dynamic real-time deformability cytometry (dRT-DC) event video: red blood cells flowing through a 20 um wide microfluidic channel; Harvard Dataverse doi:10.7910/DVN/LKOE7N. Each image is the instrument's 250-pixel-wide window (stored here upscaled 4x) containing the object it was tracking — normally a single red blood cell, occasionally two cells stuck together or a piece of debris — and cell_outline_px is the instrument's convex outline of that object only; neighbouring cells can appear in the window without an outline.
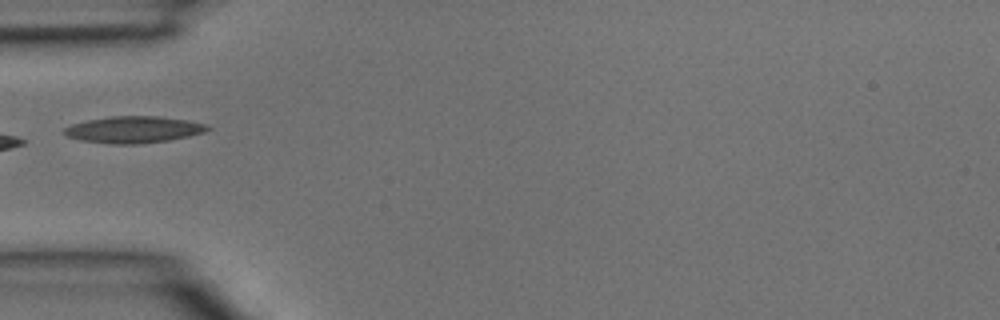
{"species": "common noctule bat (a hibernating species)", "species_latin": "Nyctalus noctula", "temperature_condition": "room temperature", "stored_images_in_passage": 4, "camera_frame_rate_fps": 3000, "um_per_image_px": 0.085, "animal": {"sex": "male", "body_mass_g": 15.6}, "frame": {"image": 1, "passage_image": 4, "time_ms": 1.0, "image_size_px": [1000, 320], "cell_outline_px": [[212, 128], [204, 132], [188, 136], [168, 140], [140, 144], [112, 144], [80, 140], [68, 136], [64, 132], [64, 128], [72, 124], [88, 120], [112, 116], [160, 116], [188, 120], [208, 124]], "centroid_in_image_um": [11.4, 11.01], "position_along_channel_um": 73.6, "area_um2": 22.25}}